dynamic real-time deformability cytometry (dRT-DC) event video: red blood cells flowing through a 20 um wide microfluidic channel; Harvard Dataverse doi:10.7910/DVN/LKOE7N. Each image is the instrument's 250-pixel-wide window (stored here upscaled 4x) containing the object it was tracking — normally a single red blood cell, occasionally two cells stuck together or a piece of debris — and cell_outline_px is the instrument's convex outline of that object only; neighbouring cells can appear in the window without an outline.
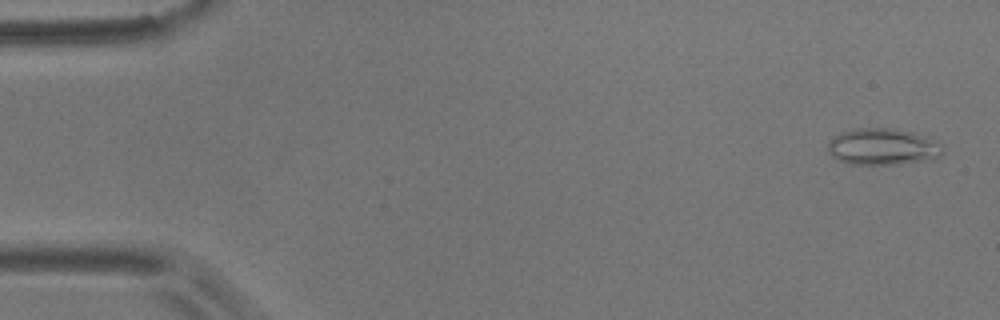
{"species": "common noctule bat (a hibernating species)", "species_latin": "Nyctalus noctula", "temperature_condition": "room temperature", "stored_images_in_passage": 56, "camera_frame_rate_fps": 3000, "um_per_image_px": 0.085, "animal": {"sex": "male", "body_mass_g": 17.9}, "frame": {"image": 1, "passage_image": 2, "time_ms": 0.333, "image_size_px": [1000, 320], "cell_outline_px": [[944, 152], [940, 156], [932, 160], [900, 164], [848, 164], [832, 156], [828, 152], [828, 144], [840, 132], [856, 128], [892, 128], [912, 132], [924, 136], [940, 144]], "centroid_in_image_um": [75.05, 12.48], "position_along_channel_um": 10.0, "area_um2": 24.45}}
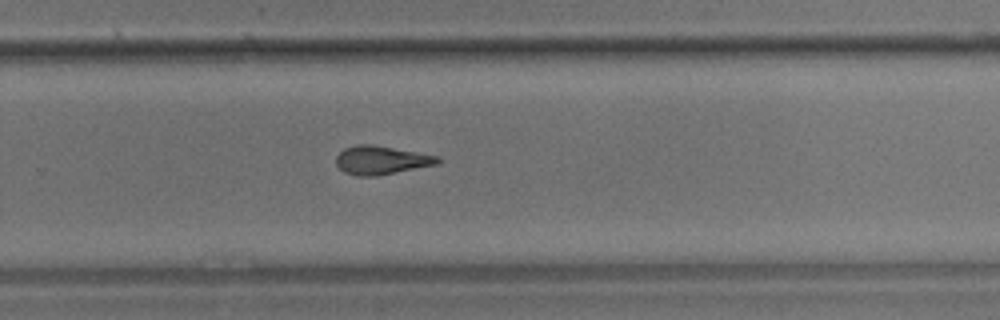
{"frame": {"image": 2, "passage_image": 37, "time_ms": 12.0, "image_size_px": [1000, 320], "cell_outline_px": [[440, 160], [436, 164], [376, 176], [356, 176], [344, 172], [336, 164], [336, 156], [344, 148], [356, 144], [372, 144], [440, 156]], "centroid_in_image_um": [32.37, 13.6], "position_along_channel_um": 297.4, "area_um2": 16.82}}
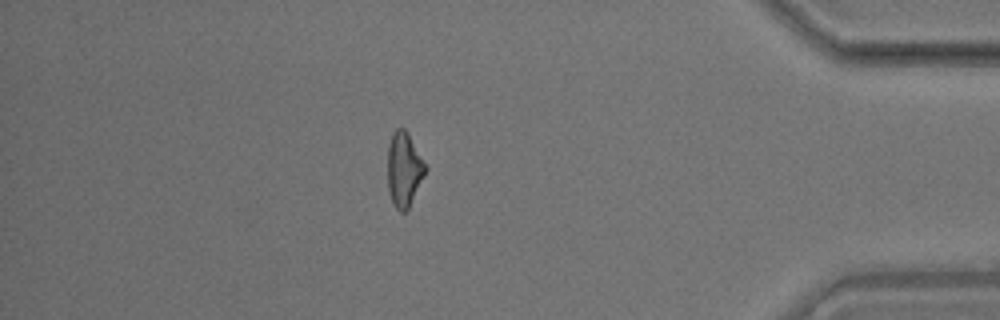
{"frame": {"image": 3, "passage_image": 49, "time_ms": 16.0, "image_size_px": [1000, 320], "cell_outline_px": [[428, 168], [408, 208], [404, 212], [400, 212], [392, 204], [388, 192], [388, 144], [392, 132], [396, 128], [404, 128], [408, 132]], "centroid_in_image_um": [34.33, 14.38], "position_along_channel_um": 400.9, "area_um2": 16.53}, "authors_computed_cell_mechanics": {"area_um2": 17.0221, "velocity_mm_per_s": 3.5438, "shape_relaxation_time_tau1_ms": null, "shape_relaxation_time_tau2_ms": 5.099, "deformation_change_tau1": null, "deformation_change_tau2": 0.1434}}